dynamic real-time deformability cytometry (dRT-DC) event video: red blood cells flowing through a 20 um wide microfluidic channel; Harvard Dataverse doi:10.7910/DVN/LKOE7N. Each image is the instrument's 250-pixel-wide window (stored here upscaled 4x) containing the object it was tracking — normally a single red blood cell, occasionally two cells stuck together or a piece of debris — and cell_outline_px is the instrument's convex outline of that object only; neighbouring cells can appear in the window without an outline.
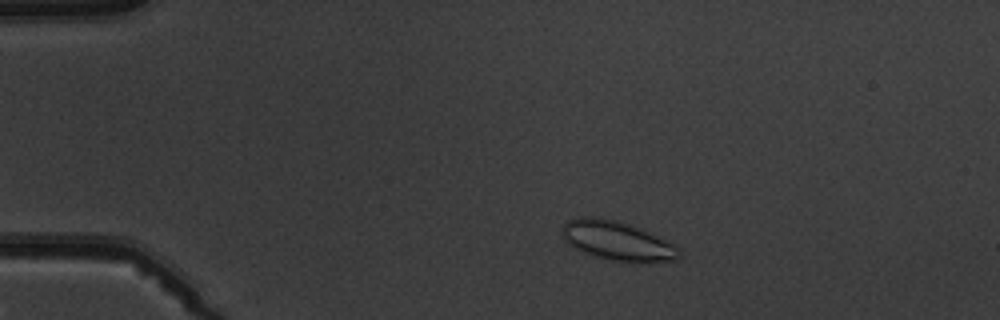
{"species": "common noctule bat (a hibernating species)", "species_latin": "Nyctalus noctula", "temperature_condition": "warm", "stored_images_in_passage": 3, "camera_frame_rate_fps": 3000, "um_per_image_px": 0.085, "animal": {"sex": "male", "body_mass_g": 19.5, "forearm_length_mm": 54.6}, "frame": {"image": 1, "passage_image": 1, "time_ms": 0.0, "image_size_px": [1000, 320], "cell_outline_px": [[680, 256], [676, 260], [612, 260], [596, 256], [584, 252], [568, 244], [564, 240], [564, 224], [568, 220], [580, 216], [592, 216], [616, 220], [640, 228], [672, 244], [680, 252]], "centroid_in_image_um": [52.4, 20.42], "position_along_channel_um": 32.6, "area_um2": 25.61}}